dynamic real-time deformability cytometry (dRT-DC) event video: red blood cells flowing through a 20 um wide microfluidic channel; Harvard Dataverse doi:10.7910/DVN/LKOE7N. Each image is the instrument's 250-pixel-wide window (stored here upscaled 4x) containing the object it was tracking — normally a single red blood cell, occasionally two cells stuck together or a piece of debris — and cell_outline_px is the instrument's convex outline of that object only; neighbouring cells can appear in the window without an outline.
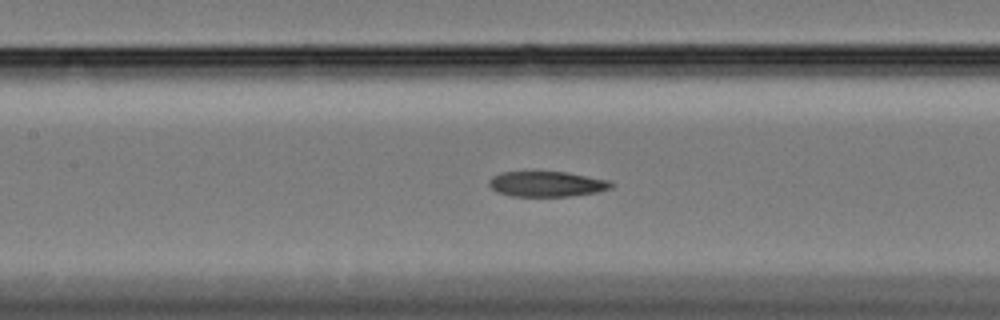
{"species": "Egyptian fruit bat (a non-hibernating species)", "species_latin": "Rousettus aegyptiacus", "temperature_condition": "cold", "stored_images_in_passage": 45, "camera_frame_rate_fps": 3000, "um_per_image_px": 0.085, "animal": {"sex": "female"}, "frame": {"image": 1, "passage_image": 19, "time_ms": 6.0, "image_size_px": [1000, 320], "cell_outline_px": [[616, 184], [612, 188], [596, 192], [568, 196], [512, 196], [496, 192], [488, 184], [488, 180], [492, 176], [504, 172], [568, 172], [608, 180]], "centroid_in_image_um": [46.48, 15.64], "position_along_channel_um": 160.9, "area_um2": 18.03}}
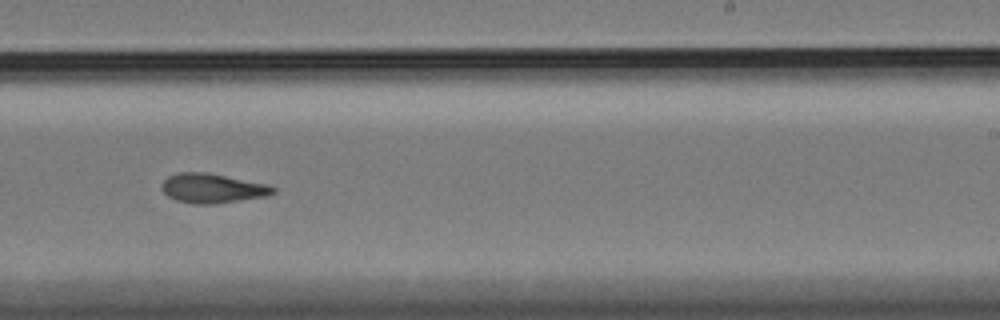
{"frame": {"image": 2, "passage_image": 29, "time_ms": 9.333, "image_size_px": [1000, 320], "cell_outline_px": [[276, 192], [264, 196], [216, 204], [192, 204], [176, 200], [168, 196], [160, 188], [160, 184], [168, 176], [176, 172], [204, 172], [268, 184], [276, 188]], "centroid_in_image_um": [18.01, 16.0], "position_along_channel_um": 271.0, "area_um2": 19.13}}
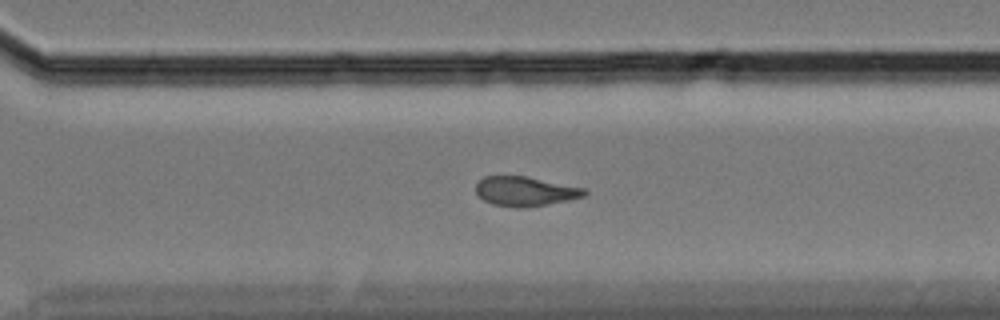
{"frame": {"image": 3, "passage_image": 34, "time_ms": 11.0, "image_size_px": [1000, 320], "cell_outline_px": [[588, 192], [584, 196], [568, 200], [548, 204], [520, 208], [516, 208], [492, 204], [484, 200], [476, 192], [476, 184], [484, 176], [524, 176], [588, 188]], "centroid_in_image_um": [44.67, 16.26], "position_along_channel_um": 325.9, "area_um2": 18.67}, "authors_computed_cell_mechanics": {"area_um2": 18.9584, "velocity_mm_per_s": 3.3104, "shape_relaxation_time_tau1_ms": null, "shape_relaxation_time_tau2_ms": 6.8237, "deformation_change_tau1": null, "deformation_change_tau2": 0.1488}}